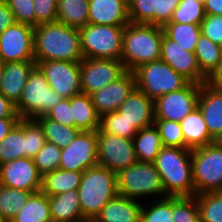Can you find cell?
<instances>
[{
    "instance_id": "obj_38",
    "label": "cell",
    "mask_w": 222,
    "mask_h": 222,
    "mask_svg": "<svg viewBox=\"0 0 222 222\" xmlns=\"http://www.w3.org/2000/svg\"><path fill=\"white\" fill-rule=\"evenodd\" d=\"M150 204L142 203L140 222H173L172 197L150 200ZM144 204V205H143Z\"/></svg>"
},
{
    "instance_id": "obj_57",
    "label": "cell",
    "mask_w": 222,
    "mask_h": 222,
    "mask_svg": "<svg viewBox=\"0 0 222 222\" xmlns=\"http://www.w3.org/2000/svg\"><path fill=\"white\" fill-rule=\"evenodd\" d=\"M124 1L127 5H129V3L131 2V0H122Z\"/></svg>"
},
{
    "instance_id": "obj_40",
    "label": "cell",
    "mask_w": 222,
    "mask_h": 222,
    "mask_svg": "<svg viewBox=\"0 0 222 222\" xmlns=\"http://www.w3.org/2000/svg\"><path fill=\"white\" fill-rule=\"evenodd\" d=\"M173 222H200L196 196L172 197Z\"/></svg>"
},
{
    "instance_id": "obj_18",
    "label": "cell",
    "mask_w": 222,
    "mask_h": 222,
    "mask_svg": "<svg viewBox=\"0 0 222 222\" xmlns=\"http://www.w3.org/2000/svg\"><path fill=\"white\" fill-rule=\"evenodd\" d=\"M135 87L134 73L126 71L116 81L92 93L90 96L97 114L101 117L118 110Z\"/></svg>"
},
{
    "instance_id": "obj_30",
    "label": "cell",
    "mask_w": 222,
    "mask_h": 222,
    "mask_svg": "<svg viewBox=\"0 0 222 222\" xmlns=\"http://www.w3.org/2000/svg\"><path fill=\"white\" fill-rule=\"evenodd\" d=\"M26 157L25 119H20L0 141V164Z\"/></svg>"
},
{
    "instance_id": "obj_28",
    "label": "cell",
    "mask_w": 222,
    "mask_h": 222,
    "mask_svg": "<svg viewBox=\"0 0 222 222\" xmlns=\"http://www.w3.org/2000/svg\"><path fill=\"white\" fill-rule=\"evenodd\" d=\"M133 143L138 162L153 163L163 147L155 124L140 129L133 137Z\"/></svg>"
},
{
    "instance_id": "obj_37",
    "label": "cell",
    "mask_w": 222,
    "mask_h": 222,
    "mask_svg": "<svg viewBox=\"0 0 222 222\" xmlns=\"http://www.w3.org/2000/svg\"><path fill=\"white\" fill-rule=\"evenodd\" d=\"M99 130L103 133L133 139L138 133L134 124H130L117 110L100 117Z\"/></svg>"
},
{
    "instance_id": "obj_7",
    "label": "cell",
    "mask_w": 222,
    "mask_h": 222,
    "mask_svg": "<svg viewBox=\"0 0 222 222\" xmlns=\"http://www.w3.org/2000/svg\"><path fill=\"white\" fill-rule=\"evenodd\" d=\"M63 99L49 87L44 73L36 65L30 72L19 103L15 106L20 119H36L46 115Z\"/></svg>"
},
{
    "instance_id": "obj_31",
    "label": "cell",
    "mask_w": 222,
    "mask_h": 222,
    "mask_svg": "<svg viewBox=\"0 0 222 222\" xmlns=\"http://www.w3.org/2000/svg\"><path fill=\"white\" fill-rule=\"evenodd\" d=\"M9 222H52L49 196L41 191L33 193L21 211Z\"/></svg>"
},
{
    "instance_id": "obj_54",
    "label": "cell",
    "mask_w": 222,
    "mask_h": 222,
    "mask_svg": "<svg viewBox=\"0 0 222 222\" xmlns=\"http://www.w3.org/2000/svg\"><path fill=\"white\" fill-rule=\"evenodd\" d=\"M20 118H0V141L9 133Z\"/></svg>"
},
{
    "instance_id": "obj_11",
    "label": "cell",
    "mask_w": 222,
    "mask_h": 222,
    "mask_svg": "<svg viewBox=\"0 0 222 222\" xmlns=\"http://www.w3.org/2000/svg\"><path fill=\"white\" fill-rule=\"evenodd\" d=\"M126 72L123 62L115 59L83 58L80 62L82 93L91 95Z\"/></svg>"
},
{
    "instance_id": "obj_22",
    "label": "cell",
    "mask_w": 222,
    "mask_h": 222,
    "mask_svg": "<svg viewBox=\"0 0 222 222\" xmlns=\"http://www.w3.org/2000/svg\"><path fill=\"white\" fill-rule=\"evenodd\" d=\"M88 18L91 24L125 26L130 22L128 5L122 0H89Z\"/></svg>"
},
{
    "instance_id": "obj_4",
    "label": "cell",
    "mask_w": 222,
    "mask_h": 222,
    "mask_svg": "<svg viewBox=\"0 0 222 222\" xmlns=\"http://www.w3.org/2000/svg\"><path fill=\"white\" fill-rule=\"evenodd\" d=\"M84 220H94L103 207L118 193L117 173L100 165L83 171L77 189Z\"/></svg>"
},
{
    "instance_id": "obj_14",
    "label": "cell",
    "mask_w": 222,
    "mask_h": 222,
    "mask_svg": "<svg viewBox=\"0 0 222 222\" xmlns=\"http://www.w3.org/2000/svg\"><path fill=\"white\" fill-rule=\"evenodd\" d=\"M35 63L44 73L49 87L61 97L69 99L82 93L80 87V62L46 60Z\"/></svg>"
},
{
    "instance_id": "obj_43",
    "label": "cell",
    "mask_w": 222,
    "mask_h": 222,
    "mask_svg": "<svg viewBox=\"0 0 222 222\" xmlns=\"http://www.w3.org/2000/svg\"><path fill=\"white\" fill-rule=\"evenodd\" d=\"M45 142L41 125L35 119H25L26 157L33 159Z\"/></svg>"
},
{
    "instance_id": "obj_34",
    "label": "cell",
    "mask_w": 222,
    "mask_h": 222,
    "mask_svg": "<svg viewBox=\"0 0 222 222\" xmlns=\"http://www.w3.org/2000/svg\"><path fill=\"white\" fill-rule=\"evenodd\" d=\"M31 191L13 189L0 184V213L9 222L27 203Z\"/></svg>"
},
{
    "instance_id": "obj_53",
    "label": "cell",
    "mask_w": 222,
    "mask_h": 222,
    "mask_svg": "<svg viewBox=\"0 0 222 222\" xmlns=\"http://www.w3.org/2000/svg\"><path fill=\"white\" fill-rule=\"evenodd\" d=\"M205 14L222 16V0H205Z\"/></svg>"
},
{
    "instance_id": "obj_10",
    "label": "cell",
    "mask_w": 222,
    "mask_h": 222,
    "mask_svg": "<svg viewBox=\"0 0 222 222\" xmlns=\"http://www.w3.org/2000/svg\"><path fill=\"white\" fill-rule=\"evenodd\" d=\"M98 165L118 173L138 162L133 139L97 130Z\"/></svg>"
},
{
    "instance_id": "obj_12",
    "label": "cell",
    "mask_w": 222,
    "mask_h": 222,
    "mask_svg": "<svg viewBox=\"0 0 222 222\" xmlns=\"http://www.w3.org/2000/svg\"><path fill=\"white\" fill-rule=\"evenodd\" d=\"M33 42L34 27L15 22L0 34V61H35Z\"/></svg>"
},
{
    "instance_id": "obj_15",
    "label": "cell",
    "mask_w": 222,
    "mask_h": 222,
    "mask_svg": "<svg viewBox=\"0 0 222 222\" xmlns=\"http://www.w3.org/2000/svg\"><path fill=\"white\" fill-rule=\"evenodd\" d=\"M97 165V130L80 131L67 147L61 149L59 169L83 172Z\"/></svg>"
},
{
    "instance_id": "obj_32",
    "label": "cell",
    "mask_w": 222,
    "mask_h": 222,
    "mask_svg": "<svg viewBox=\"0 0 222 222\" xmlns=\"http://www.w3.org/2000/svg\"><path fill=\"white\" fill-rule=\"evenodd\" d=\"M162 28L164 33L184 50L195 53L196 44L202 34L200 25L168 22Z\"/></svg>"
},
{
    "instance_id": "obj_8",
    "label": "cell",
    "mask_w": 222,
    "mask_h": 222,
    "mask_svg": "<svg viewBox=\"0 0 222 222\" xmlns=\"http://www.w3.org/2000/svg\"><path fill=\"white\" fill-rule=\"evenodd\" d=\"M124 28L88 23L78 29L84 58L121 60Z\"/></svg>"
},
{
    "instance_id": "obj_20",
    "label": "cell",
    "mask_w": 222,
    "mask_h": 222,
    "mask_svg": "<svg viewBox=\"0 0 222 222\" xmlns=\"http://www.w3.org/2000/svg\"><path fill=\"white\" fill-rule=\"evenodd\" d=\"M138 130L154 124V101L134 88L117 110Z\"/></svg>"
},
{
    "instance_id": "obj_41",
    "label": "cell",
    "mask_w": 222,
    "mask_h": 222,
    "mask_svg": "<svg viewBox=\"0 0 222 222\" xmlns=\"http://www.w3.org/2000/svg\"><path fill=\"white\" fill-rule=\"evenodd\" d=\"M33 160L39 174L43 176L46 173L59 169L61 148L46 141Z\"/></svg>"
},
{
    "instance_id": "obj_9",
    "label": "cell",
    "mask_w": 222,
    "mask_h": 222,
    "mask_svg": "<svg viewBox=\"0 0 222 222\" xmlns=\"http://www.w3.org/2000/svg\"><path fill=\"white\" fill-rule=\"evenodd\" d=\"M133 73L136 88L153 101L164 94L184 88L189 83L161 59L143 64Z\"/></svg>"
},
{
    "instance_id": "obj_29",
    "label": "cell",
    "mask_w": 222,
    "mask_h": 222,
    "mask_svg": "<svg viewBox=\"0 0 222 222\" xmlns=\"http://www.w3.org/2000/svg\"><path fill=\"white\" fill-rule=\"evenodd\" d=\"M89 0H58L56 21L80 29L89 23Z\"/></svg>"
},
{
    "instance_id": "obj_44",
    "label": "cell",
    "mask_w": 222,
    "mask_h": 222,
    "mask_svg": "<svg viewBox=\"0 0 222 222\" xmlns=\"http://www.w3.org/2000/svg\"><path fill=\"white\" fill-rule=\"evenodd\" d=\"M156 0H131L128 5L130 23L153 25Z\"/></svg>"
},
{
    "instance_id": "obj_1",
    "label": "cell",
    "mask_w": 222,
    "mask_h": 222,
    "mask_svg": "<svg viewBox=\"0 0 222 222\" xmlns=\"http://www.w3.org/2000/svg\"><path fill=\"white\" fill-rule=\"evenodd\" d=\"M35 62L62 60L81 62L84 58L77 28L58 21L34 27Z\"/></svg>"
},
{
    "instance_id": "obj_24",
    "label": "cell",
    "mask_w": 222,
    "mask_h": 222,
    "mask_svg": "<svg viewBox=\"0 0 222 222\" xmlns=\"http://www.w3.org/2000/svg\"><path fill=\"white\" fill-rule=\"evenodd\" d=\"M180 125L185 140V149L193 150L215 142L208 132L198 107L182 119Z\"/></svg>"
},
{
    "instance_id": "obj_17",
    "label": "cell",
    "mask_w": 222,
    "mask_h": 222,
    "mask_svg": "<svg viewBox=\"0 0 222 222\" xmlns=\"http://www.w3.org/2000/svg\"><path fill=\"white\" fill-rule=\"evenodd\" d=\"M161 60L167 63L191 83H205L206 76L201 72L195 53L184 50L179 44L163 33Z\"/></svg>"
},
{
    "instance_id": "obj_52",
    "label": "cell",
    "mask_w": 222,
    "mask_h": 222,
    "mask_svg": "<svg viewBox=\"0 0 222 222\" xmlns=\"http://www.w3.org/2000/svg\"><path fill=\"white\" fill-rule=\"evenodd\" d=\"M0 118H19L15 105L0 93Z\"/></svg>"
},
{
    "instance_id": "obj_25",
    "label": "cell",
    "mask_w": 222,
    "mask_h": 222,
    "mask_svg": "<svg viewBox=\"0 0 222 222\" xmlns=\"http://www.w3.org/2000/svg\"><path fill=\"white\" fill-rule=\"evenodd\" d=\"M49 207L51 218L54 222L84 221L77 190L49 196Z\"/></svg>"
},
{
    "instance_id": "obj_55",
    "label": "cell",
    "mask_w": 222,
    "mask_h": 222,
    "mask_svg": "<svg viewBox=\"0 0 222 222\" xmlns=\"http://www.w3.org/2000/svg\"><path fill=\"white\" fill-rule=\"evenodd\" d=\"M2 77H3V63L0 61V86H1Z\"/></svg>"
},
{
    "instance_id": "obj_56",
    "label": "cell",
    "mask_w": 222,
    "mask_h": 222,
    "mask_svg": "<svg viewBox=\"0 0 222 222\" xmlns=\"http://www.w3.org/2000/svg\"><path fill=\"white\" fill-rule=\"evenodd\" d=\"M0 222H8V221L2 216L1 213H0Z\"/></svg>"
},
{
    "instance_id": "obj_35",
    "label": "cell",
    "mask_w": 222,
    "mask_h": 222,
    "mask_svg": "<svg viewBox=\"0 0 222 222\" xmlns=\"http://www.w3.org/2000/svg\"><path fill=\"white\" fill-rule=\"evenodd\" d=\"M195 56L201 72L207 77L220 61L222 47L201 34L196 44Z\"/></svg>"
},
{
    "instance_id": "obj_2",
    "label": "cell",
    "mask_w": 222,
    "mask_h": 222,
    "mask_svg": "<svg viewBox=\"0 0 222 222\" xmlns=\"http://www.w3.org/2000/svg\"><path fill=\"white\" fill-rule=\"evenodd\" d=\"M163 28L157 25H125L122 35L121 61L126 71L133 72L143 64L161 59Z\"/></svg>"
},
{
    "instance_id": "obj_26",
    "label": "cell",
    "mask_w": 222,
    "mask_h": 222,
    "mask_svg": "<svg viewBox=\"0 0 222 222\" xmlns=\"http://www.w3.org/2000/svg\"><path fill=\"white\" fill-rule=\"evenodd\" d=\"M74 127L80 131H96L99 129L100 116L94 108L90 95L80 93L70 98Z\"/></svg>"
},
{
    "instance_id": "obj_27",
    "label": "cell",
    "mask_w": 222,
    "mask_h": 222,
    "mask_svg": "<svg viewBox=\"0 0 222 222\" xmlns=\"http://www.w3.org/2000/svg\"><path fill=\"white\" fill-rule=\"evenodd\" d=\"M83 172L56 169L46 173L41 179L40 191L47 196H54L71 190H77Z\"/></svg>"
},
{
    "instance_id": "obj_58",
    "label": "cell",
    "mask_w": 222,
    "mask_h": 222,
    "mask_svg": "<svg viewBox=\"0 0 222 222\" xmlns=\"http://www.w3.org/2000/svg\"><path fill=\"white\" fill-rule=\"evenodd\" d=\"M82 222H95L94 220H84Z\"/></svg>"
},
{
    "instance_id": "obj_23",
    "label": "cell",
    "mask_w": 222,
    "mask_h": 222,
    "mask_svg": "<svg viewBox=\"0 0 222 222\" xmlns=\"http://www.w3.org/2000/svg\"><path fill=\"white\" fill-rule=\"evenodd\" d=\"M142 202L118 195L95 217V222H140Z\"/></svg>"
},
{
    "instance_id": "obj_45",
    "label": "cell",
    "mask_w": 222,
    "mask_h": 222,
    "mask_svg": "<svg viewBox=\"0 0 222 222\" xmlns=\"http://www.w3.org/2000/svg\"><path fill=\"white\" fill-rule=\"evenodd\" d=\"M14 14L16 22L35 27L33 0H4Z\"/></svg>"
},
{
    "instance_id": "obj_50",
    "label": "cell",
    "mask_w": 222,
    "mask_h": 222,
    "mask_svg": "<svg viewBox=\"0 0 222 222\" xmlns=\"http://www.w3.org/2000/svg\"><path fill=\"white\" fill-rule=\"evenodd\" d=\"M15 22L11 9L4 0H0V34Z\"/></svg>"
},
{
    "instance_id": "obj_3",
    "label": "cell",
    "mask_w": 222,
    "mask_h": 222,
    "mask_svg": "<svg viewBox=\"0 0 222 222\" xmlns=\"http://www.w3.org/2000/svg\"><path fill=\"white\" fill-rule=\"evenodd\" d=\"M153 163L160 174L165 197L195 196L190 149L163 146Z\"/></svg>"
},
{
    "instance_id": "obj_33",
    "label": "cell",
    "mask_w": 222,
    "mask_h": 222,
    "mask_svg": "<svg viewBox=\"0 0 222 222\" xmlns=\"http://www.w3.org/2000/svg\"><path fill=\"white\" fill-rule=\"evenodd\" d=\"M35 120L41 125L46 141L55 144L61 149L67 147L80 132L78 128L65 126L49 119L45 115Z\"/></svg>"
},
{
    "instance_id": "obj_19",
    "label": "cell",
    "mask_w": 222,
    "mask_h": 222,
    "mask_svg": "<svg viewBox=\"0 0 222 222\" xmlns=\"http://www.w3.org/2000/svg\"><path fill=\"white\" fill-rule=\"evenodd\" d=\"M197 107L203 115L210 136L215 141H220L222 139V89L202 83Z\"/></svg>"
},
{
    "instance_id": "obj_42",
    "label": "cell",
    "mask_w": 222,
    "mask_h": 222,
    "mask_svg": "<svg viewBox=\"0 0 222 222\" xmlns=\"http://www.w3.org/2000/svg\"><path fill=\"white\" fill-rule=\"evenodd\" d=\"M154 124L158 128L162 146L185 148L180 122L155 119Z\"/></svg>"
},
{
    "instance_id": "obj_6",
    "label": "cell",
    "mask_w": 222,
    "mask_h": 222,
    "mask_svg": "<svg viewBox=\"0 0 222 222\" xmlns=\"http://www.w3.org/2000/svg\"><path fill=\"white\" fill-rule=\"evenodd\" d=\"M195 195L222 191V143L215 141L191 150Z\"/></svg>"
},
{
    "instance_id": "obj_39",
    "label": "cell",
    "mask_w": 222,
    "mask_h": 222,
    "mask_svg": "<svg viewBox=\"0 0 222 222\" xmlns=\"http://www.w3.org/2000/svg\"><path fill=\"white\" fill-rule=\"evenodd\" d=\"M205 15L204 3L198 0H180L170 22L201 25Z\"/></svg>"
},
{
    "instance_id": "obj_49",
    "label": "cell",
    "mask_w": 222,
    "mask_h": 222,
    "mask_svg": "<svg viewBox=\"0 0 222 222\" xmlns=\"http://www.w3.org/2000/svg\"><path fill=\"white\" fill-rule=\"evenodd\" d=\"M45 116L65 126L74 127L70 98H63Z\"/></svg>"
},
{
    "instance_id": "obj_13",
    "label": "cell",
    "mask_w": 222,
    "mask_h": 222,
    "mask_svg": "<svg viewBox=\"0 0 222 222\" xmlns=\"http://www.w3.org/2000/svg\"><path fill=\"white\" fill-rule=\"evenodd\" d=\"M200 85L189 82L184 88L157 98L154 101L155 119L181 122L197 107Z\"/></svg>"
},
{
    "instance_id": "obj_51",
    "label": "cell",
    "mask_w": 222,
    "mask_h": 222,
    "mask_svg": "<svg viewBox=\"0 0 222 222\" xmlns=\"http://www.w3.org/2000/svg\"><path fill=\"white\" fill-rule=\"evenodd\" d=\"M205 83L213 88L222 89V56L216 67L206 77Z\"/></svg>"
},
{
    "instance_id": "obj_46",
    "label": "cell",
    "mask_w": 222,
    "mask_h": 222,
    "mask_svg": "<svg viewBox=\"0 0 222 222\" xmlns=\"http://www.w3.org/2000/svg\"><path fill=\"white\" fill-rule=\"evenodd\" d=\"M35 27L56 21L58 0H33Z\"/></svg>"
},
{
    "instance_id": "obj_59",
    "label": "cell",
    "mask_w": 222,
    "mask_h": 222,
    "mask_svg": "<svg viewBox=\"0 0 222 222\" xmlns=\"http://www.w3.org/2000/svg\"><path fill=\"white\" fill-rule=\"evenodd\" d=\"M199 2H201V3H205V0H198Z\"/></svg>"
},
{
    "instance_id": "obj_47",
    "label": "cell",
    "mask_w": 222,
    "mask_h": 222,
    "mask_svg": "<svg viewBox=\"0 0 222 222\" xmlns=\"http://www.w3.org/2000/svg\"><path fill=\"white\" fill-rule=\"evenodd\" d=\"M201 33L213 43H222V16L206 14L201 22Z\"/></svg>"
},
{
    "instance_id": "obj_5",
    "label": "cell",
    "mask_w": 222,
    "mask_h": 222,
    "mask_svg": "<svg viewBox=\"0 0 222 222\" xmlns=\"http://www.w3.org/2000/svg\"><path fill=\"white\" fill-rule=\"evenodd\" d=\"M117 186L120 196L142 203L165 197L161 177L154 163L137 162L120 170L117 173Z\"/></svg>"
},
{
    "instance_id": "obj_16",
    "label": "cell",
    "mask_w": 222,
    "mask_h": 222,
    "mask_svg": "<svg viewBox=\"0 0 222 222\" xmlns=\"http://www.w3.org/2000/svg\"><path fill=\"white\" fill-rule=\"evenodd\" d=\"M42 176L32 158L22 157L0 164V184L13 189L39 192Z\"/></svg>"
},
{
    "instance_id": "obj_21",
    "label": "cell",
    "mask_w": 222,
    "mask_h": 222,
    "mask_svg": "<svg viewBox=\"0 0 222 222\" xmlns=\"http://www.w3.org/2000/svg\"><path fill=\"white\" fill-rule=\"evenodd\" d=\"M35 66V61L3 63V77L0 93L15 106L19 103L28 76Z\"/></svg>"
},
{
    "instance_id": "obj_36",
    "label": "cell",
    "mask_w": 222,
    "mask_h": 222,
    "mask_svg": "<svg viewBox=\"0 0 222 222\" xmlns=\"http://www.w3.org/2000/svg\"><path fill=\"white\" fill-rule=\"evenodd\" d=\"M200 222H222V191L197 194Z\"/></svg>"
},
{
    "instance_id": "obj_48",
    "label": "cell",
    "mask_w": 222,
    "mask_h": 222,
    "mask_svg": "<svg viewBox=\"0 0 222 222\" xmlns=\"http://www.w3.org/2000/svg\"><path fill=\"white\" fill-rule=\"evenodd\" d=\"M180 0H156L153 10V25L163 27L171 21Z\"/></svg>"
}]
</instances>
